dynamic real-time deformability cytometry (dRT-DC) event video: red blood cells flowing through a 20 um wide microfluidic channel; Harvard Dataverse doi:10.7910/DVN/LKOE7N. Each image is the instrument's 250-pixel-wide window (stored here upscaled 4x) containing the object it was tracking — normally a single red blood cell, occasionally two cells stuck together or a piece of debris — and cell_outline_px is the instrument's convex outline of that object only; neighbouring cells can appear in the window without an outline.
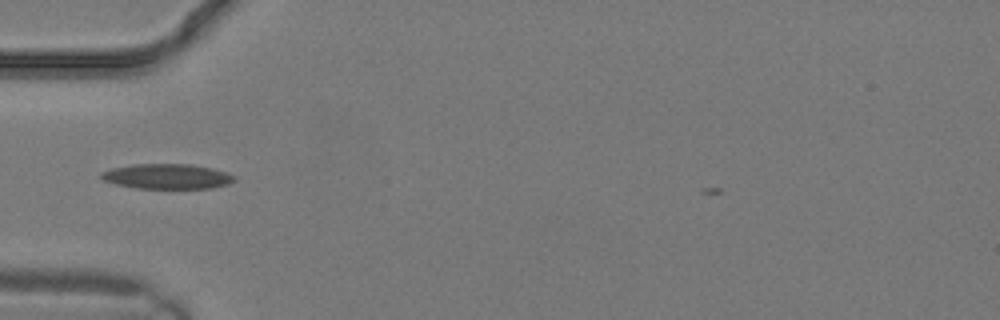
{"species": "common noctule bat (a hibernating species)", "species_latin": "Nyctalus noctula", "temperature_condition": "warm", "stored_images_in_passage": 2, "camera_frame_rate_fps": 3000, "um_per_image_px": 0.085, "animal": {"sex": "male", "body_mass_g": 19.2, "forearm_length_mm": 51.8}, "frame": {"image": 1, "passage_image": 1, "time_ms": 0.0, "image_size_px": [1000, 320], "cell_outline_px": [[236, 180], [228, 184], [212, 188], [136, 188], [116, 184], [100, 180], [100, 172], [112, 168], [132, 164], [192, 164], [212, 168], [236, 176]], "centroid_in_image_um": [14.18, 14.99], "position_along_channel_um": 70.8, "area_um2": 19.54}}